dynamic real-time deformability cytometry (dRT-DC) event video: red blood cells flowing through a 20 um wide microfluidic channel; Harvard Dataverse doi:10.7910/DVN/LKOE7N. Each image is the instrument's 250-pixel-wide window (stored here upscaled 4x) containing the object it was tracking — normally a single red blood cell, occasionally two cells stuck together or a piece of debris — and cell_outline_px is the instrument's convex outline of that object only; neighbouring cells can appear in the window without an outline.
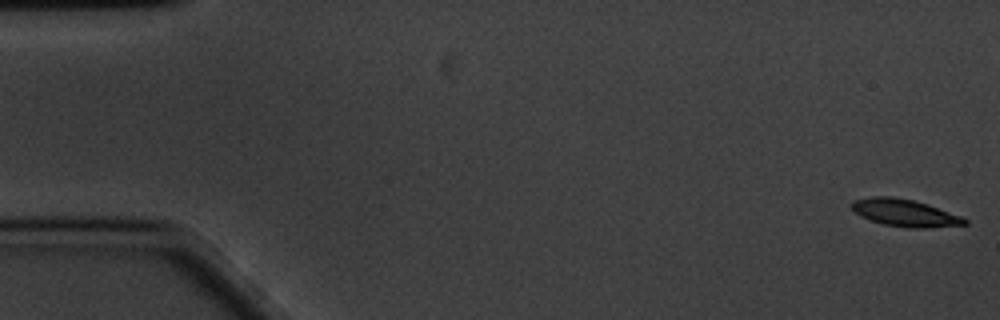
{"species": "common noctule bat (a hibernating species)", "species_latin": "Nyctalus noctula", "temperature_condition": "cold", "stored_images_in_passage": 60, "segment_of_instrument_passage": [1, 2], "camera_frame_rate_fps": 3000, "um_per_image_px": 0.085, "animal": {"sex": "male", "body_mass_g": 20.1, "forearm_length_mm": 53.5}, "frame": {"image": 1, "passage_image": 1, "time_ms": 0.0, "image_size_px": [1000, 320], "cell_outline_px": [[968, 224], [928, 228], [908, 228], [884, 224], [860, 216], [852, 208], [852, 200], [872, 196], [892, 196], [912, 200], [928, 204], [964, 216], [968, 220]], "centroid_in_image_um": [76.97, 18.09], "position_along_channel_um": 8.0, "area_um2": 18.03}}
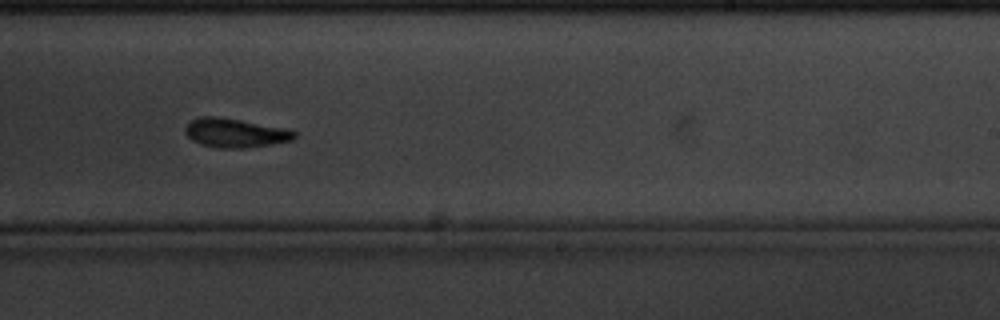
{"frame": {"image": 2, "passage_image": 36, "time_ms": 11.667, "image_size_px": [1000, 320], "cell_outline_px": [[296, 136], [292, 140], [272, 144], [244, 148], [220, 148], [200, 144], [192, 140], [184, 132], [184, 128], [192, 120], [204, 116], [216, 116], [292, 128], [296, 132]], "centroid_in_image_um": [20.04, 11.29], "position_along_channel_um": 269.0, "area_um2": 18.67}}
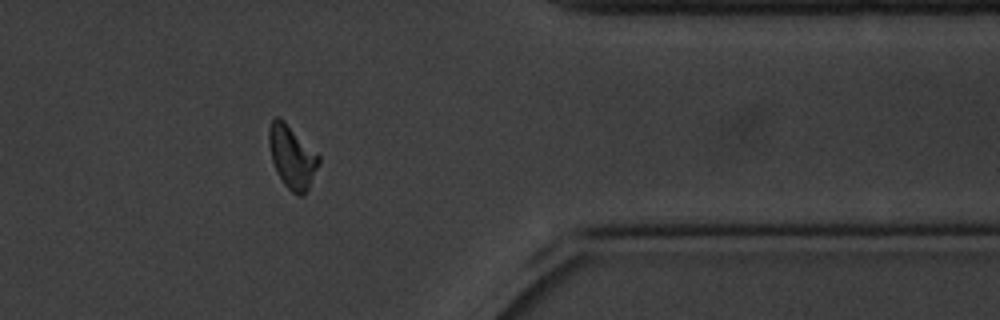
{"frame": {"image": 3, "passage_image": 48, "time_ms": 15.667, "image_size_px": [1000, 320], "cell_outline_px": [[320, 164], [304, 196], [300, 196], [292, 192], [284, 184], [276, 172], [272, 160], [268, 144], [268, 128], [272, 120], [276, 116], [280, 116], [320, 156]], "centroid_in_image_um": [24.81, 13.32], "position_along_channel_um": 386.6, "area_um2": 18.38}}